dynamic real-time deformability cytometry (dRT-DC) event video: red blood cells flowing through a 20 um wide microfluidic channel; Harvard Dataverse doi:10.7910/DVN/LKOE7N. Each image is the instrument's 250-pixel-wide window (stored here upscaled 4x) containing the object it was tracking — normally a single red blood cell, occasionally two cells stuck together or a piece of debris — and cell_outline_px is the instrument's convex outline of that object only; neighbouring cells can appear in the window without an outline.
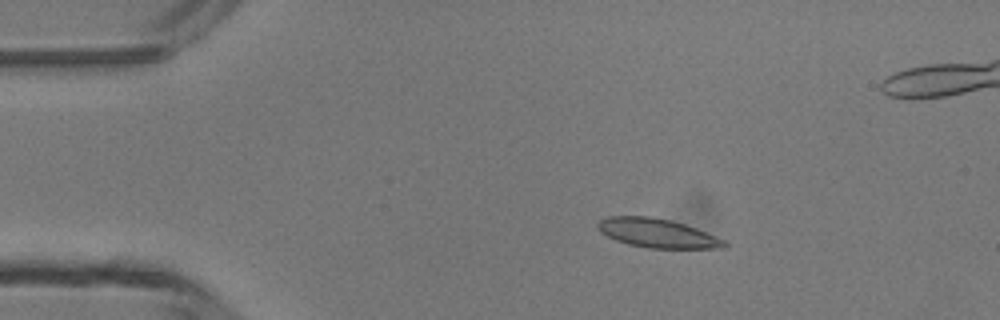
{"species": "common noctule bat (a hibernating species)", "species_latin": "Nyctalus noctula", "temperature_condition": "room temperature", "stored_images_in_passage": 5, "camera_frame_rate_fps": 3000, "um_per_image_px": 0.085, "animal": {"sex": "male", "body_mass_g": 13.3}, "frame": {"image": 1, "passage_image": 3, "time_ms": 2.333, "image_size_px": [1000, 320], "cell_outline_px": [[728, 248], [648, 248], [628, 244], [616, 240], [600, 232], [596, 228], [596, 224], [600, 220], [608, 216], [648, 216], [668, 220], [684, 224], [696, 228], [728, 240]], "centroid_in_image_um": [55.9, 19.82], "position_along_channel_um": 29.1, "area_um2": 21.5}}